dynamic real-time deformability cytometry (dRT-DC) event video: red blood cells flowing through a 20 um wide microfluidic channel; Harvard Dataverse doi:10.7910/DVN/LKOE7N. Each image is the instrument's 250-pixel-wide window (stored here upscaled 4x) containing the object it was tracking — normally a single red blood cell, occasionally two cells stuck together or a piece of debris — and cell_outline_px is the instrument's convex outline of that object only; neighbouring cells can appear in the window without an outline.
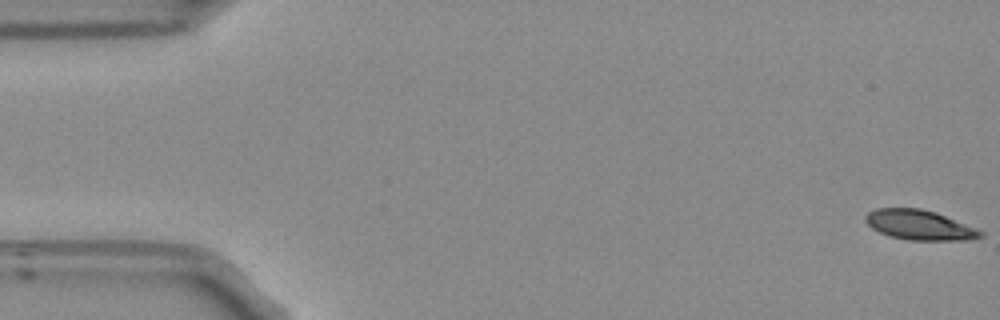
{"species": "Egyptian fruit bat (a non-hibernating species)", "species_latin": "Rousettus aegyptiacus", "temperature_condition": "room temperature", "stored_images_in_passage": 9, "camera_frame_rate_fps": 3000, "um_per_image_px": 0.085, "frame": {"image": 1, "passage_image": 1, "time_ms": 0.0, "image_size_px": [1000, 320], "cell_outline_px": [[984, 236], [968, 240], [908, 240], [892, 236], [880, 232], [872, 228], [864, 220], [864, 216], [868, 212], [876, 208], [920, 208], [936, 212], [976, 228], [984, 232]], "centroid_in_image_um": [78.16, 19.12], "position_along_channel_um": 6.8, "area_um2": 20.0}}